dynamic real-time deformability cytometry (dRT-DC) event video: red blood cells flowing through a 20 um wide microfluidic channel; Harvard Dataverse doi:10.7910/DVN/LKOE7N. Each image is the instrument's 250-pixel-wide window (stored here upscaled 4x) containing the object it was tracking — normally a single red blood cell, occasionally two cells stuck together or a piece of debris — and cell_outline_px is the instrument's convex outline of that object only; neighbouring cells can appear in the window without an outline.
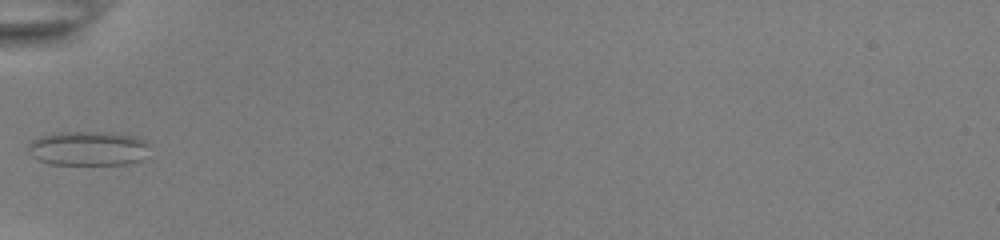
{"species": "common noctule bat (a hibernating species)", "species_latin": "Nyctalus noctula", "temperature_condition": "room temperature", "stored_images_in_passage": 14, "camera_frame_rate_fps": 3000, "um_per_image_px": 0.085, "animal": {"sex": "female", "body_mass_g": 22.0, "forearm_length_mm": 56.7}, "frame": {"image": 1, "passage_image": 1, "time_ms": 0.0, "image_size_px": [1000, 240], "cell_outline_px": [[148, 144], [140, 160], [128, 164], [48, 164], [32, 156], [28, 152], [28, 144], [32, 140], [40, 136], [52, 132], [116, 132], [136, 136], [144, 140]], "centroid_in_image_um": [7.44, 12.59], "position_along_channel_um": 77.6, "area_um2": 24.39}}
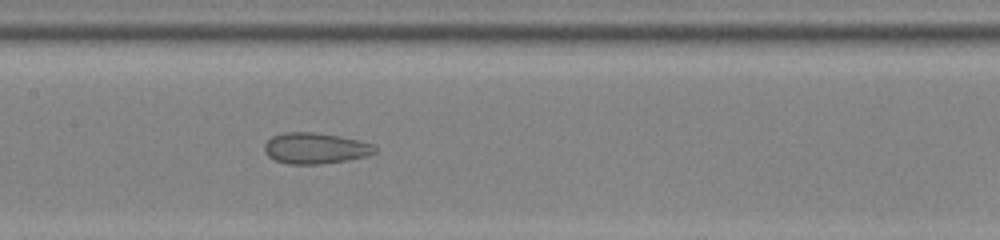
{"frame": {"image": 2, "passage_image": 9, "time_ms": 2.667, "image_size_px": [1000, 240], "cell_outline_px": [[376, 152], [368, 156], [348, 160], [320, 164], [288, 164], [276, 160], [268, 156], [264, 152], [264, 144], [272, 136], [284, 132], [312, 132], [340, 136], [372, 144], [376, 148]], "centroid_in_image_um": [26.78, 12.6], "position_along_channel_um": 180.6, "area_um2": 19.94}}
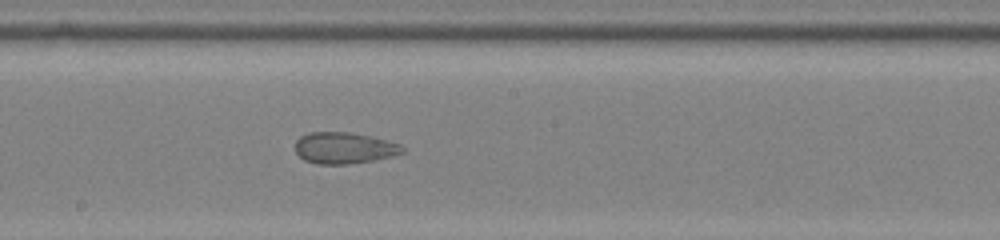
{"frame": {"image": 3, "passage_image": 12, "time_ms": 3.667, "image_size_px": [1000, 240], "cell_outline_px": [[404, 152], [392, 156], [372, 160], [348, 164], [316, 164], [304, 160], [296, 152], [296, 140], [300, 136], [308, 132], [348, 132], [372, 136], [400, 144], [404, 148]], "centroid_in_image_um": [29.24, 12.57], "position_along_channel_um": 219.0, "area_um2": 19.59}}